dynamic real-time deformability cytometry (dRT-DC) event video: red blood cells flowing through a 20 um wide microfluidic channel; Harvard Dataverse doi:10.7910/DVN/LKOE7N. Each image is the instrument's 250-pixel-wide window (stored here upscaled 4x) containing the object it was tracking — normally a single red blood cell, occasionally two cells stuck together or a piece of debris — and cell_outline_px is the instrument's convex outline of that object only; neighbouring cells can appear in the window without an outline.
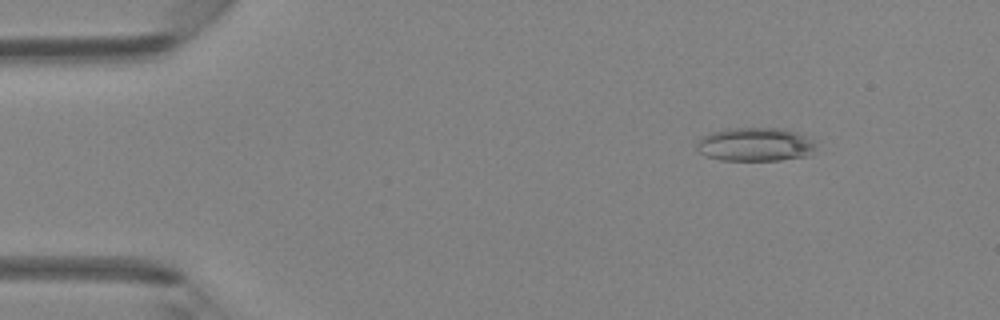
{"species": "Egyptian fruit bat (a non-hibernating species)", "species_latin": "Rousettus aegyptiacus", "temperature_condition": "room temperature", "stored_images_in_passage": 46, "camera_frame_rate_fps": 3000, "um_per_image_px": 0.085, "animal": {"sex": "female"}, "frame": {"image": 1, "passage_image": 6, "time_ms": 1.667, "image_size_px": [1000, 320], "cell_outline_px": [[816, 148], [808, 156], [780, 160], [720, 160], [708, 156], [700, 152], [696, 148], [696, 140], [700, 136], [712, 132], [728, 128], [784, 128], [808, 136], [816, 144]], "centroid_in_image_um": [64.19, 12.27], "position_along_channel_um": 20.8, "area_um2": 23.64}}
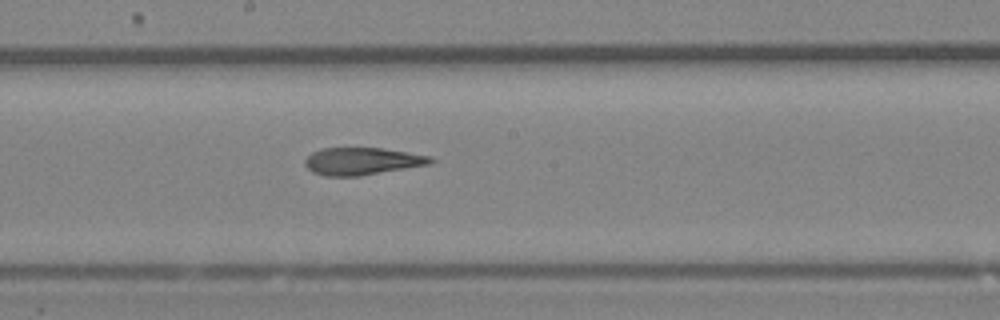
{"frame": {"image": 2, "passage_image": 25, "time_ms": 8.0, "image_size_px": [1000, 320], "cell_outline_px": [[436, 160], [432, 164], [360, 176], [324, 176], [312, 172], [304, 164], [304, 160], [312, 152], [320, 148], [380, 148], [432, 156]], "centroid_in_image_um": [30.79, 13.71], "position_along_channel_um": 217.4, "area_um2": 20.17}}
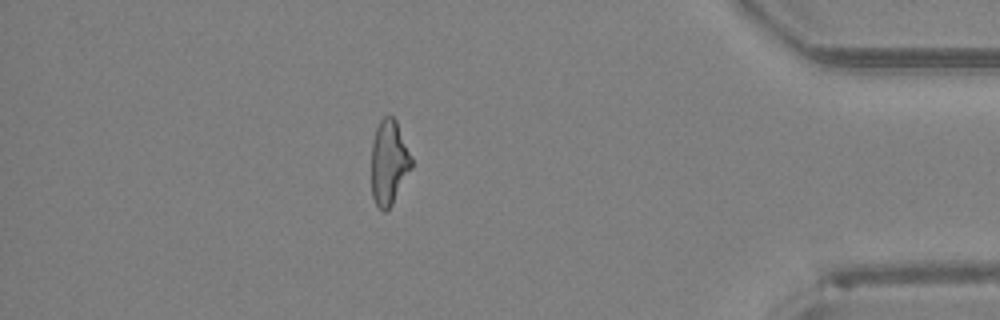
{"frame": {"image": 3, "passage_image": 40, "time_ms": 13.0, "image_size_px": [1000, 320], "cell_outline_px": [[412, 168], [392, 204], [384, 212], [376, 204], [372, 196], [372, 140], [376, 128], [380, 120], [384, 116], [392, 116], [396, 120], [412, 156]], "centroid_in_image_um": [33.07, 13.79], "position_along_channel_um": 402.1, "area_um2": 19.77}}